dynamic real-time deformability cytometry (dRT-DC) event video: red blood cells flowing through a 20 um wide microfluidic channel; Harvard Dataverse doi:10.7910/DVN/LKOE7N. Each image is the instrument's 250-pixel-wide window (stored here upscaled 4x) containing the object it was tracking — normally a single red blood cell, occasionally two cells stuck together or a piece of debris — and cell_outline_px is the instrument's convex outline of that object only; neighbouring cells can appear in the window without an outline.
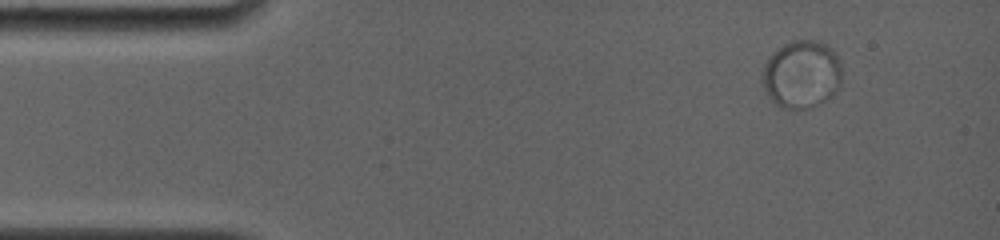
{"species": "common noctule bat (a hibernating species)", "species_latin": "Nyctalus noctula", "temperature_condition": "room temperature", "stored_images_in_passage": 65, "camera_frame_rate_fps": 4000, "um_per_image_px": 0.085, "animal": {"sex": "female", "body_mass_g": 19.0, "forearm_length_mm": 56.7}, "frame": {"image": 1, "passage_image": 9, "time_ms": 1.75, "image_size_px": [1000, 240], "cell_outline_px": [[840, 84], [836, 92], [824, 100], [816, 104], [804, 108], [780, 108], [768, 96], [764, 88], [760, 76], [764, 64], [768, 56], [772, 52], [784, 44], [792, 40], [816, 40], [832, 48], [840, 64]], "centroid_in_image_um": [68.09, 6.29], "position_along_channel_um": 16.9, "area_um2": 31.39}}
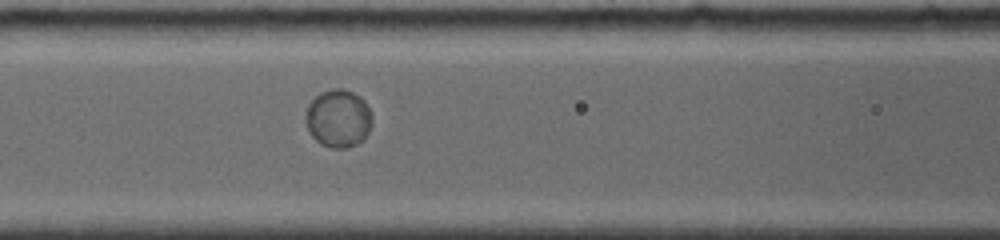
{"frame": {"image": 2, "passage_image": 35, "time_ms": 7.25, "image_size_px": [1000, 240], "cell_outline_px": [[372, 124], [364, 140], [348, 148], [332, 148], [320, 144], [312, 136], [304, 120], [304, 116], [308, 104], [316, 96], [332, 88], [340, 88], [352, 92], [360, 96], [364, 100], [372, 116]], "centroid_in_image_um": [28.75, 10.08], "position_along_channel_um": 137.8, "area_um2": 22.54}}
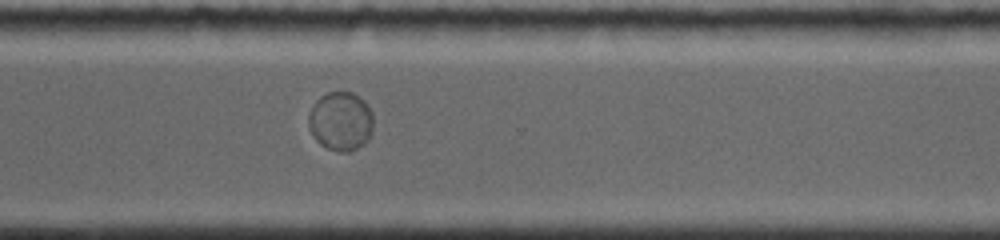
{"frame": {"image": 3, "passage_image": 64, "time_ms": 12.75, "image_size_px": [1000, 240], "cell_outline_px": [[372, 132], [368, 140], [364, 144], [348, 152], [340, 152], [328, 148], [320, 144], [312, 136], [308, 124], [308, 116], [316, 100], [320, 96], [328, 92], [352, 92], [364, 100], [372, 112]], "centroid_in_image_um": [28.96, 10.3], "position_along_channel_um": 341.6, "area_um2": 22.31}}